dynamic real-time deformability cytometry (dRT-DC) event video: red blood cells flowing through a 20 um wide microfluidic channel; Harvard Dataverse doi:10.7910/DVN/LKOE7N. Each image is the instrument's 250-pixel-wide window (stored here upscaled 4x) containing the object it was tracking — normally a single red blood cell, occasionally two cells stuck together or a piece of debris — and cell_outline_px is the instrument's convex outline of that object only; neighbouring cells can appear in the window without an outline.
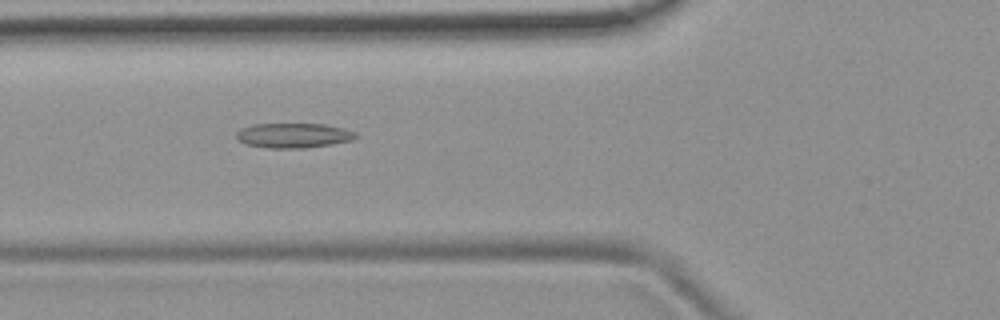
{"species": "common noctule bat (a hibernating species)", "species_latin": "Nyctalus noctula", "temperature_condition": "room temperature", "stored_images_in_passage": 37, "camera_frame_rate_fps": 3000, "um_per_image_px": 0.085, "animal": {"sex": "female", "body_mass_g": 19.9}, "frame": {"image": 1, "passage_image": 3, "time_ms": 0.667, "image_size_px": [1000, 320], "cell_outline_px": [[356, 136], [352, 140], [304, 148], [268, 148], [248, 144], [236, 140], [236, 132], [240, 128], [252, 124], [324, 124], [344, 128], [356, 132]], "centroid_in_image_um": [24.9, 11.5], "position_along_channel_um": 100.9, "area_um2": 17.17}}
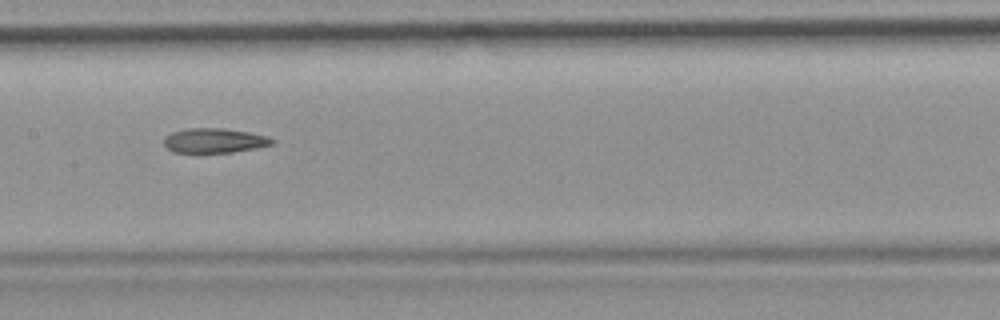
{"frame": {"image": 2, "passage_image": 10, "time_ms": 3.0, "image_size_px": [1000, 320], "cell_outline_px": [[276, 140], [272, 144], [256, 148], [232, 152], [172, 152], [164, 144], [164, 136], [172, 132], [188, 128], [224, 128], [248, 132], [268, 136]], "centroid_in_image_um": [18.22, 11.94], "position_along_channel_um": 189.2, "area_um2": 15.49}}
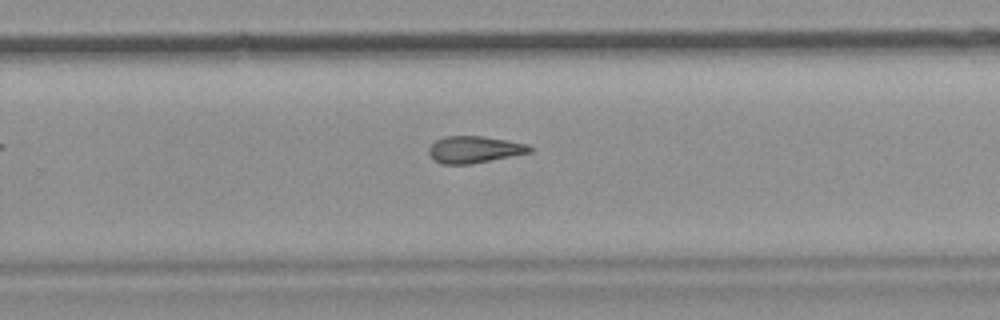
{"frame": {"image": 3, "passage_image": 18, "time_ms": 5.667, "image_size_px": [1000, 320], "cell_outline_px": [[536, 148], [532, 152], [472, 164], [444, 164], [436, 160], [428, 152], [428, 148], [436, 140], [444, 136], [484, 136], [508, 140], [528, 144]], "centroid_in_image_um": [40.38, 12.7], "position_along_channel_um": 289.4, "area_um2": 15.9}}